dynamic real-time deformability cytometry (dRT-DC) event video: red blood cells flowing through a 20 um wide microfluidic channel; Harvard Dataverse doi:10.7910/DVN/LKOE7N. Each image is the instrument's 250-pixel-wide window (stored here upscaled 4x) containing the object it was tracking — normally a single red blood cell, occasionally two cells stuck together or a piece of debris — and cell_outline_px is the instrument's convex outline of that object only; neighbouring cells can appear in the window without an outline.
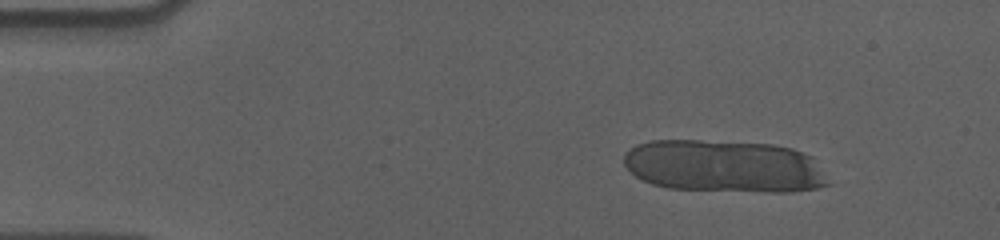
{"species": "human", "species_latin": "Homo sapiens", "temperature_condition": "cold", "stored_images_in_passage": 11, "camera_frame_rate_fps": 3000, "um_per_image_px": 0.085, "donor": {"sex": "male"}, "frame": {"image": 1, "passage_image": 1, "time_ms": 0.0, "image_size_px": [1000, 240], "cell_outline_px": [[832, 184], [816, 188], [792, 192], [764, 192], [668, 188], [652, 184], [636, 176], [624, 164], [624, 156], [636, 144], [652, 140], [700, 140], [772, 144], [792, 148], [812, 156]], "centroid_in_image_um": [61.6, 14.13], "position_along_channel_um": 23.4, "area_um2": 62.66}}